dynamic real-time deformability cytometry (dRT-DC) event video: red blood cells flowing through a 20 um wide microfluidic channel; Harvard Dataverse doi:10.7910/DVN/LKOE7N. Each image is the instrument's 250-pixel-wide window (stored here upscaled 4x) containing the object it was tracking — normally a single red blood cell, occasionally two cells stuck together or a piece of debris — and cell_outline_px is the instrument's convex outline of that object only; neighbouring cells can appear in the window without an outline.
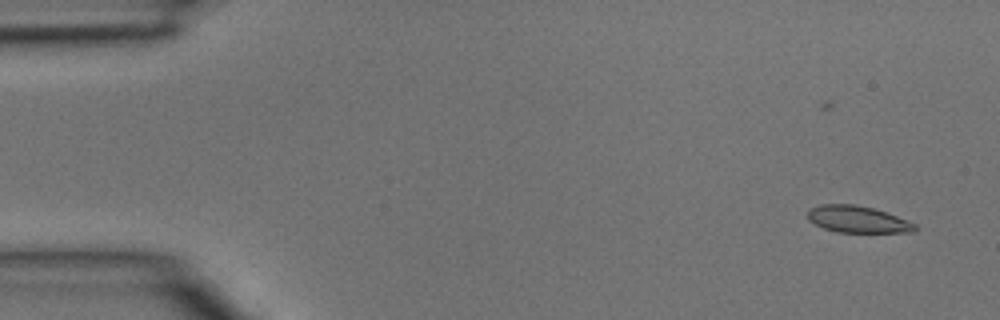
{"species": "common noctule bat (a hibernating species)", "species_latin": "Nyctalus noctula", "temperature_condition": "room temperature", "stored_images_in_passage": 4, "camera_frame_rate_fps": 3000, "um_per_image_px": 0.085, "animal": {"sex": "male", "body_mass_g": 15.6}, "frame": {"image": 1, "passage_image": 2, "time_ms": 0.333, "image_size_px": [1000, 320], "cell_outline_px": [[916, 228], [912, 232], [836, 232], [824, 228], [808, 220], [808, 212], [812, 208], [820, 204], [852, 204], [872, 208], [896, 216], [916, 224]], "centroid_in_image_um": [72.87, 18.64], "position_along_channel_um": 12.1, "area_um2": 16.42}}
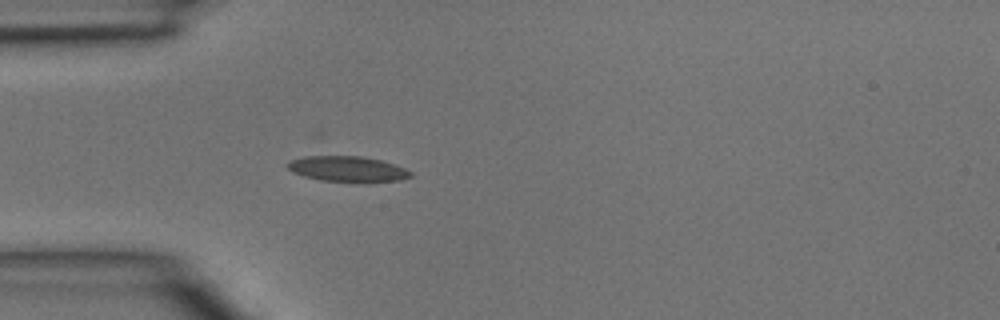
{"frame": {"image": 2, "passage_image": 4, "time_ms": 1.0, "image_size_px": [1000, 320], "cell_outline_px": [[412, 176], [400, 180], [368, 184], [364, 184], [320, 180], [304, 176], [292, 172], [284, 164], [292, 160], [304, 156], [320, 152], [360, 156], [380, 160], [404, 168], [412, 172]], "centroid_in_image_um": [29.48, 14.35], "position_along_channel_um": 55.5, "area_um2": 19.59}}